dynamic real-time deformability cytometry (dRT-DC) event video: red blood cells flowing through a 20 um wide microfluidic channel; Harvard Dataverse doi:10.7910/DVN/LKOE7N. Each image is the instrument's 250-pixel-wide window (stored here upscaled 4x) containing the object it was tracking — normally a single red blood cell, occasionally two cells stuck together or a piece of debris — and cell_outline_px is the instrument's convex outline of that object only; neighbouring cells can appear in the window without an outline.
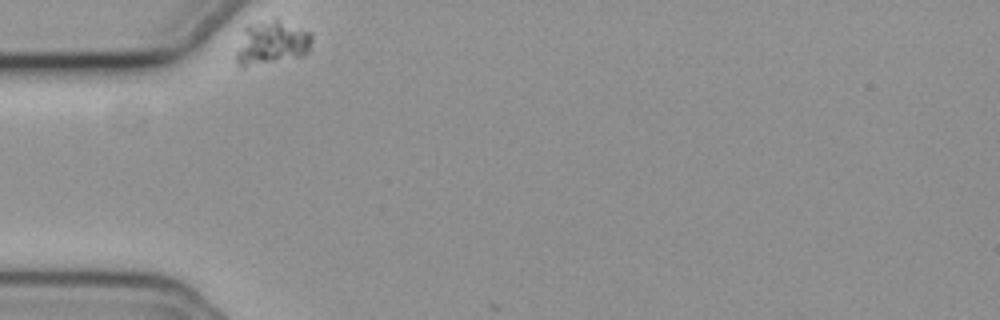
{"species": "common noctule bat (a hibernating species)", "species_latin": "Nyctalus noctula", "temperature_condition": "cold", "stored_images_in_passage": 4, "camera_frame_rate_fps": 3000, "um_per_image_px": 0.085, "animal": {"sex": "female", "body_mass_g": 19.3, "forearm_length_mm": 54.1}, "frame": {"image": 1, "passage_image": 1, "time_ms": 0.0, "image_size_px": [1000, 320], "cell_outline_px": [[312, 40], [308, 52], [304, 56], [244, 64], [240, 64], [236, 60], [236, 52], [244, 28], [248, 24], [276, 16], [312, 32]], "centroid_in_image_um": [23.17, 3.51], "position_along_channel_um": 61.8, "area_um2": 19.19}}